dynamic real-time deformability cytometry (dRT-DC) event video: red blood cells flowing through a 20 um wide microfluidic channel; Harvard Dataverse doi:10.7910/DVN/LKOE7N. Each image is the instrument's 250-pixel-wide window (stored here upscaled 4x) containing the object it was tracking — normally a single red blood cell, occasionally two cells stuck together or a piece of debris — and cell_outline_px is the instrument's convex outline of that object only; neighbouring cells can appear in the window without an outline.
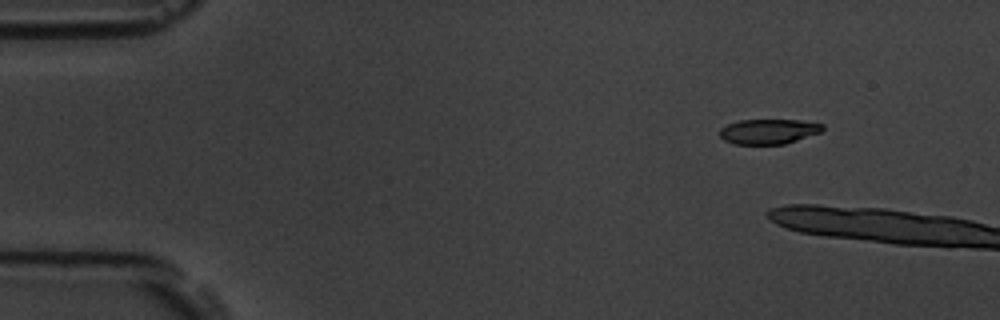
{"species": "common noctule bat (a hibernating species)", "species_latin": "Nyctalus noctula", "temperature_condition": "room temperature", "stored_images_in_passage": 5, "camera_frame_rate_fps": 3000, "um_per_image_px": 0.085, "animal": {"sex": "male", "body_mass_g": 19.5, "forearm_length_mm": 54.6}, "frame": {"image": 1, "passage_image": 2, "time_ms": 1.0, "image_size_px": [1000, 320], "cell_outline_px": [[824, 128], [820, 132], [784, 144], [732, 144], [724, 140], [720, 136], [720, 128], [728, 124], [740, 120], [800, 120], [824, 124]], "centroid_in_image_um": [65.31, 11.17], "position_along_channel_um": 19.7, "area_um2": 14.91}}